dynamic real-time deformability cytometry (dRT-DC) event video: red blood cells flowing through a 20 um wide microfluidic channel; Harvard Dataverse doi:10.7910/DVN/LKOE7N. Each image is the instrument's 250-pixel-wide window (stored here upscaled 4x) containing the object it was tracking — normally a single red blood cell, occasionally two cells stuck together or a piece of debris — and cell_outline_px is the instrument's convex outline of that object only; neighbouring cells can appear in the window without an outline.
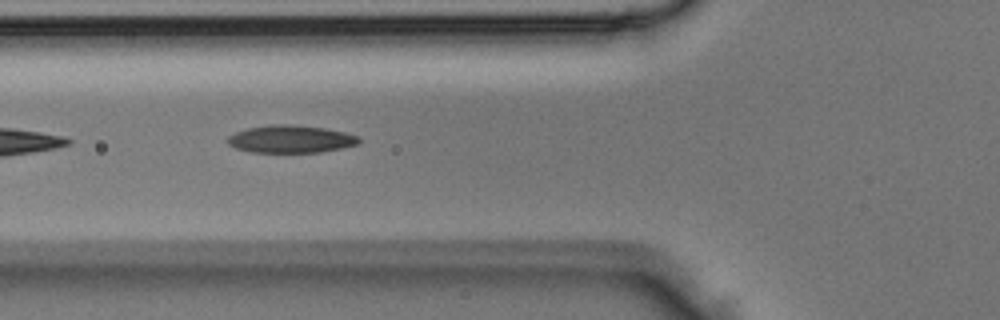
{"species": "Egyptian fruit bat (a non-hibernating species)", "species_latin": "Rousettus aegyptiacus", "temperature_condition": "room temperature", "stored_images_in_passage": 3, "camera_frame_rate_fps": 3000, "um_per_image_px": 0.085, "animal": {"sex": "male"}, "frame": {"image": 1, "passage_image": 3, "time_ms": 0.667, "image_size_px": [1000, 320], "cell_outline_px": [[360, 144], [344, 148], [320, 152], [252, 152], [236, 148], [228, 144], [224, 140], [228, 136], [236, 132], [248, 128], [272, 124], [288, 124], [324, 128], [344, 132], [356, 136], [360, 140]], "centroid_in_image_um": [24.7, 11.82], "position_along_channel_um": 101.1, "area_um2": 21.1}}